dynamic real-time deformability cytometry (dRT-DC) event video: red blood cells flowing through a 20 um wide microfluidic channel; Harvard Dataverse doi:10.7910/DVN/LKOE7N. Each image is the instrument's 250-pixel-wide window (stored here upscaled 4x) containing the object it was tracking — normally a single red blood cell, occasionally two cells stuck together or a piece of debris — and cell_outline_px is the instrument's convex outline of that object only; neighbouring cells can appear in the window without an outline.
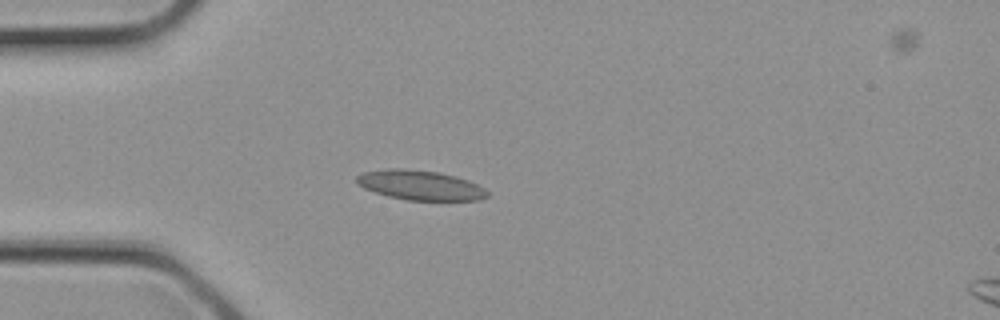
{"species": "common noctule bat (a hibernating species)", "species_latin": "Nyctalus noctula", "temperature_condition": "cold", "stored_images_in_passage": 3, "camera_frame_rate_fps": 3000, "um_per_image_px": 0.085, "animal": {"sex": "female", "body_mass_g": 21.9}, "frame": {"image": 1, "passage_image": 2, "time_ms": 0.333, "image_size_px": [1000, 320], "cell_outline_px": [[488, 196], [480, 200], [408, 200], [388, 196], [364, 188], [356, 184], [356, 176], [364, 172], [388, 168], [400, 168], [440, 172], [456, 176], [468, 180], [484, 188], [488, 192]], "centroid_in_image_um": [35.71, 15.73], "position_along_channel_um": 49.3, "area_um2": 22.6}}